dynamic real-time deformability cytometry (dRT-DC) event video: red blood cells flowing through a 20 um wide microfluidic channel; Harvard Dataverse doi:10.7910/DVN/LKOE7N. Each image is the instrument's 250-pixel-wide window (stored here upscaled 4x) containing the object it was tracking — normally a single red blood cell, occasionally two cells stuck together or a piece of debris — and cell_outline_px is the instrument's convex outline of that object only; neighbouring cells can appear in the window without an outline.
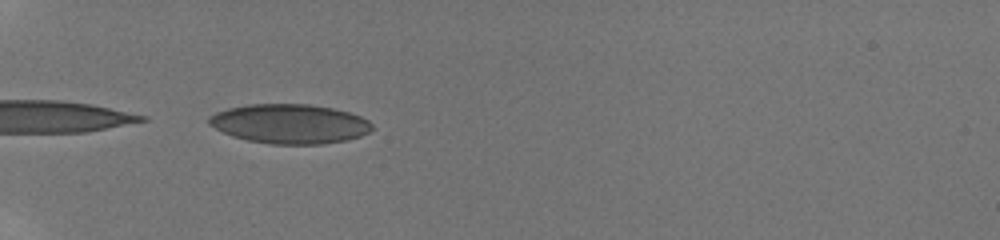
{"species": "human", "species_latin": "Homo sapiens", "temperature_condition": "room temperature", "stored_images_in_passage": 15, "camera_frame_rate_fps": 3000, "um_per_image_px": 0.085, "donor": {"sex": "male"}, "frame": {"image": 1, "passage_image": 1, "time_ms": 0.0, "image_size_px": [1000, 240], "cell_outline_px": [[372, 128], [368, 132], [360, 136], [348, 140], [324, 144], [268, 144], [248, 140], [232, 136], [208, 124], [208, 116], [216, 112], [228, 108], [248, 104], [308, 104], [332, 108], [348, 112], [360, 116], [368, 120], [372, 124]], "centroid_in_image_um": [24.62, 10.52], "position_along_channel_um": 60.4, "area_um2": 37.51}}
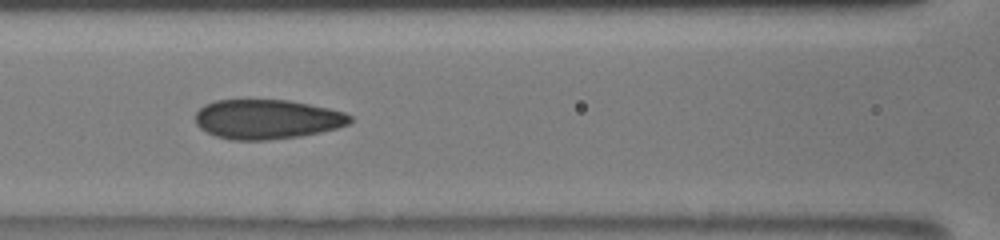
{"frame": {"image": 2, "passage_image": 9, "time_ms": 2.667, "image_size_px": [1000, 240], "cell_outline_px": [[352, 120], [348, 124], [336, 128], [320, 132], [300, 136], [268, 140], [232, 140], [216, 136], [200, 128], [196, 124], [196, 112], [204, 104], [216, 100], [288, 100], [328, 108], [344, 112], [352, 116]], "centroid_in_image_um": [22.69, 10.13], "position_along_channel_um": 143.9, "area_um2": 35.55}}
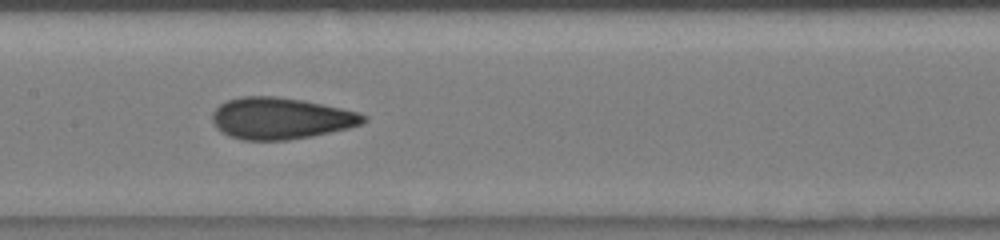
{"frame": {"image": 3, "passage_image": 12, "time_ms": 3.667, "image_size_px": [1000, 240], "cell_outline_px": [[368, 120], [364, 124], [348, 128], [312, 136], [288, 140], [244, 140], [228, 136], [216, 128], [212, 120], [212, 112], [220, 104], [228, 100], [240, 96], [276, 96], [304, 100], [360, 112], [368, 116]], "centroid_in_image_um": [23.89, 10.06], "position_along_channel_um": 183.5, "area_um2": 36.93}}